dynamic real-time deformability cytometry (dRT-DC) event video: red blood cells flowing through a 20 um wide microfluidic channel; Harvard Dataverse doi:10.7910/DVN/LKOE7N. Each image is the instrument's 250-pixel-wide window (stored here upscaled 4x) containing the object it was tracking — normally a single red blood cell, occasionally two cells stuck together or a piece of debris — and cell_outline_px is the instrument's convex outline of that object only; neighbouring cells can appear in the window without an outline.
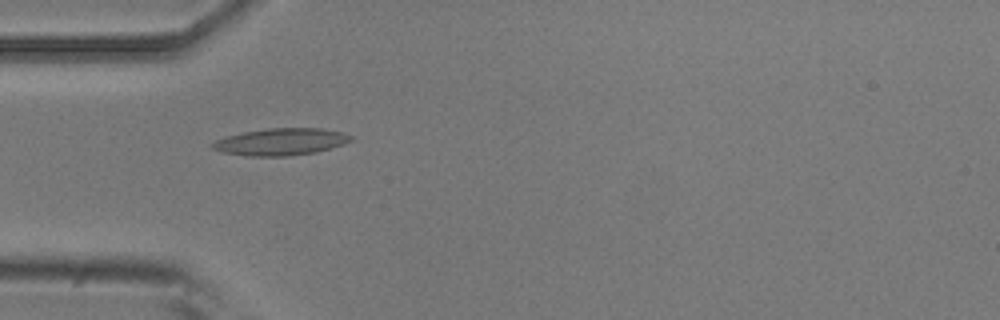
{"species": "common noctule bat (a hibernating species)", "species_latin": "Nyctalus noctula", "temperature_condition": "room temperature", "stored_images_in_passage": 5, "camera_frame_rate_fps": 3000, "um_per_image_px": 0.085, "animal": {"sex": "male", "body_mass_g": 20.5, "forearm_length_mm": 52.5}, "frame": {"image": 1, "passage_image": 4, "time_ms": 1.0, "image_size_px": [1000, 320], "cell_outline_px": [[352, 140], [344, 144], [332, 148], [316, 152], [288, 156], [248, 156], [224, 152], [212, 148], [208, 144], [224, 136], [244, 132], [268, 128], [320, 128], [340, 132], [352, 136]], "centroid_in_image_um": [23.85, 12.05], "position_along_channel_um": 61.2, "area_um2": 21.79}}
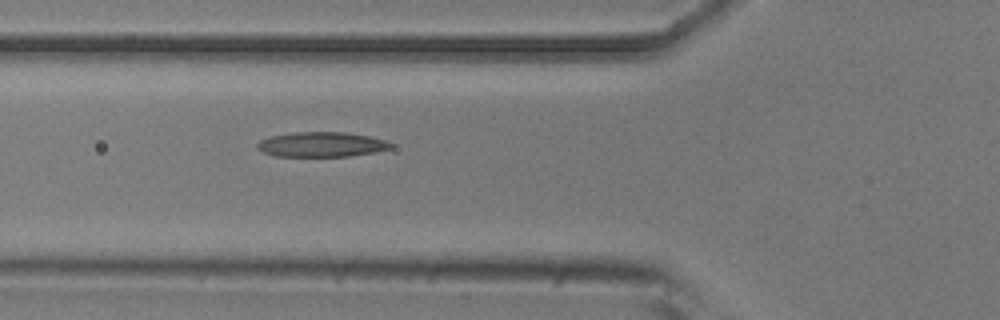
{"frame": {"image": 2, "passage_image": 5, "time_ms": 1.333, "image_size_px": [1000, 320], "cell_outline_px": [[392, 148], [376, 152], [348, 156], [276, 156], [264, 152], [256, 148], [256, 144], [260, 140], [272, 136], [296, 132], [344, 132], [368, 136], [384, 140], [392, 144]], "centroid_in_image_um": [27.32, 12.28], "position_along_channel_um": 98.5, "area_um2": 19.19}}